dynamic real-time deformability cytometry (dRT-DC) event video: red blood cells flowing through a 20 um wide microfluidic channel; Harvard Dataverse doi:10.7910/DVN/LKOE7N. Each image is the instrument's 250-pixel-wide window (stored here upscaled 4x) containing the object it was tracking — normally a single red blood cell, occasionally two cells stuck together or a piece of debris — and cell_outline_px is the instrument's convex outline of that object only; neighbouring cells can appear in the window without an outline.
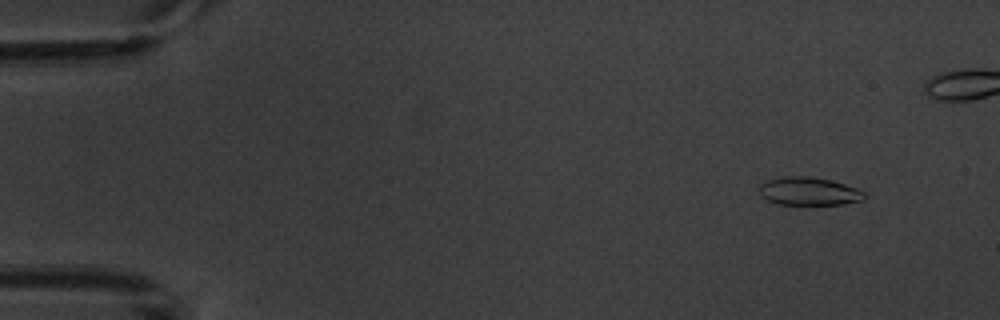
{"species": "common noctule bat (a hibernating species)", "species_latin": "Nyctalus noctula", "temperature_condition": "warm", "stored_images_in_passage": 5, "camera_frame_rate_fps": 3000, "um_per_image_px": 0.085, "animal": {"sex": "male", "body_mass_g": 20.1, "forearm_length_mm": 53.5}, "frame": {"image": 1, "passage_image": 2, "time_ms": 1.0, "image_size_px": [1000, 320], "cell_outline_px": [[868, 196], [864, 200], [840, 204], [776, 204], [768, 200], [760, 192], [760, 184], [768, 180], [784, 176], [808, 176], [832, 180], [856, 188], [864, 192]], "centroid_in_image_um": [68.79, 16.25], "position_along_channel_um": 16.2, "area_um2": 17.11}}